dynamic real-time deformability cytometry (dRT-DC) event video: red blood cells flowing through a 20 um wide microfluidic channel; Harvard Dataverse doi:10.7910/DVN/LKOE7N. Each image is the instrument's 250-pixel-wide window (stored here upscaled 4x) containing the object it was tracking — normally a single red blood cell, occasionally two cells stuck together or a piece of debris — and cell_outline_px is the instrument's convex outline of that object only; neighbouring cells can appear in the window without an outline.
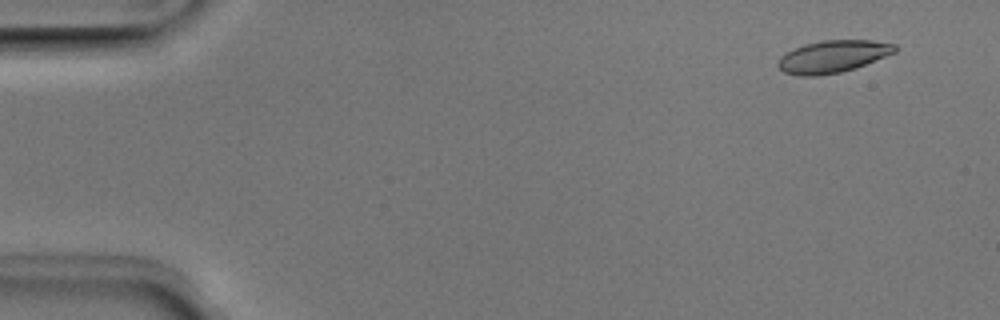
{"species": "Egyptian fruit bat (a non-hibernating species)", "species_latin": "Rousettus aegyptiacus", "temperature_condition": "room temperature", "stored_images_in_passage": 51, "camera_frame_rate_fps": 3000, "um_per_image_px": 0.085, "animal": {"sex": "male"}, "frame": {"image": 1, "passage_image": 4, "time_ms": 1.0, "image_size_px": [1000, 320], "cell_outline_px": [[896, 52], [856, 68], [840, 72], [816, 76], [800, 76], [784, 72], [776, 64], [780, 56], [804, 44], [824, 40], [872, 40], [896, 44]], "centroid_in_image_um": [70.8, 4.8], "position_along_channel_um": 14.2, "area_um2": 21.91}}
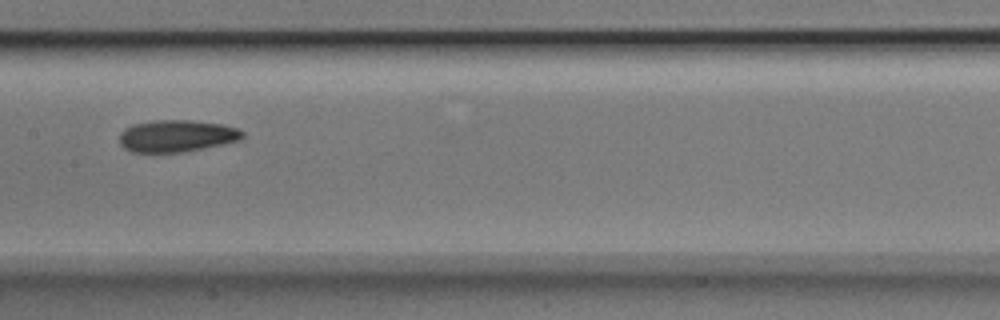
{"frame": {"image": 2, "passage_image": 26, "time_ms": 8.333, "image_size_px": [1000, 320], "cell_outline_px": [[244, 136], [240, 140], [204, 148], [184, 152], [132, 152], [124, 148], [120, 144], [120, 132], [124, 128], [132, 124], [152, 120], [192, 120], [220, 124], [236, 128], [244, 132]], "centroid_in_image_um": [14.99, 11.55], "position_along_channel_um": 192.4, "area_um2": 23.0}}
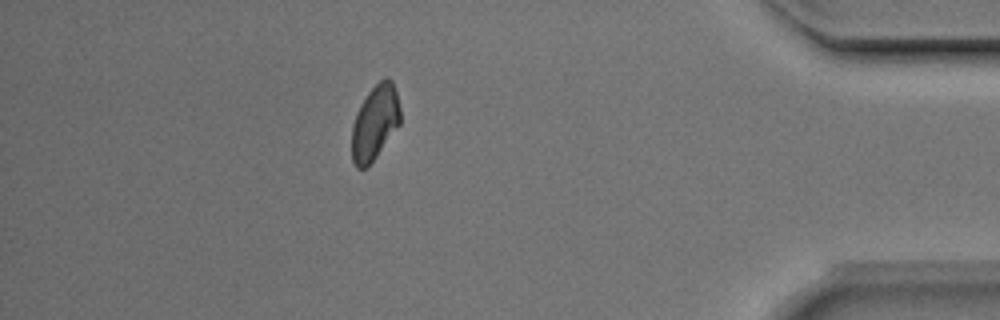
{"frame": {"image": 3, "passage_image": 45, "time_ms": 14.667, "image_size_px": [1000, 320], "cell_outline_px": [[400, 124], [376, 156], [364, 168], [356, 168], [352, 160], [352, 124], [356, 112], [360, 104], [368, 92], [384, 76], [388, 76], [392, 80], [396, 92], [400, 108]], "centroid_in_image_um": [31.86, 10.38], "position_along_channel_um": 403.3, "area_um2": 21.04}, "authors_computed_cell_mechanics": {"area_um2": 22.1952, "velocity_mm_per_s": 4.0079, "shape_relaxation_time_tau1_ms": 2.2641, "shape_relaxation_time_tau2_ms": 3.4405, "deformation_change_tau1": 0.0873, "deformation_change_tau2": 0.0873}}